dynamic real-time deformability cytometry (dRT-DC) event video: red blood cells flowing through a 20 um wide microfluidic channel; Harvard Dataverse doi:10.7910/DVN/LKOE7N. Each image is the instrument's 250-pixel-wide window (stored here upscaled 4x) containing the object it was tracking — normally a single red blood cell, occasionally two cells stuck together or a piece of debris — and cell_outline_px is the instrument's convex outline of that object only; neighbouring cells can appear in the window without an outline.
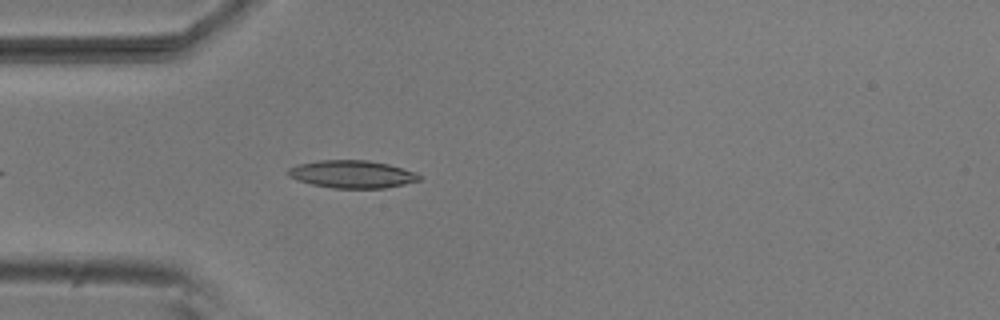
{"species": "common noctule bat (a hibernating species)", "species_latin": "Nyctalus noctula", "temperature_condition": "room temperature", "stored_images_in_passage": 16, "camera_frame_rate_fps": 3000, "um_per_image_px": 0.085, "animal": {"sex": "male", "body_mass_g": 20.5, "forearm_length_mm": 52.5}, "frame": {"image": 1, "passage_image": 5, "time_ms": 1.333, "image_size_px": [1000, 320], "cell_outline_px": [[420, 180], [404, 184], [384, 188], [332, 188], [312, 184], [296, 180], [288, 176], [288, 168], [296, 164], [320, 160], [368, 160], [388, 164], [416, 172], [420, 176]], "centroid_in_image_um": [29.9, 14.8], "position_along_channel_um": 55.1, "area_um2": 21.15}}
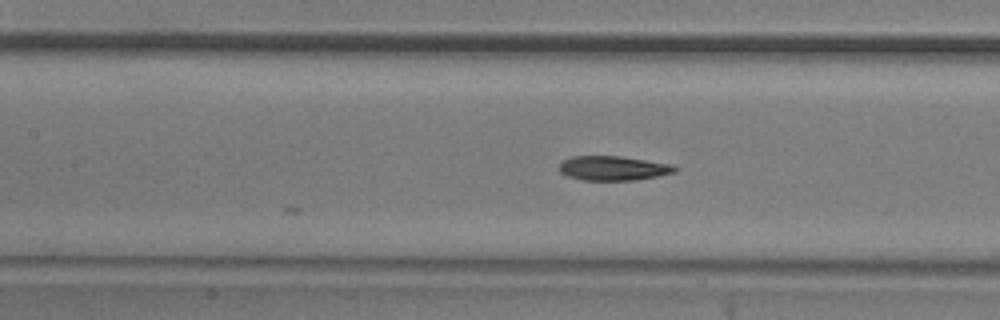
{"frame": {"image": 2, "passage_image": 10, "time_ms": 3.0, "image_size_px": [1000, 320], "cell_outline_px": [[676, 172], [636, 180], [584, 180], [568, 176], [560, 172], [560, 164], [564, 160], [572, 156], [620, 156], [672, 164], [676, 168]], "centroid_in_image_um": [52.12, 14.29], "position_along_channel_um": 155.3, "area_um2": 16.3}}
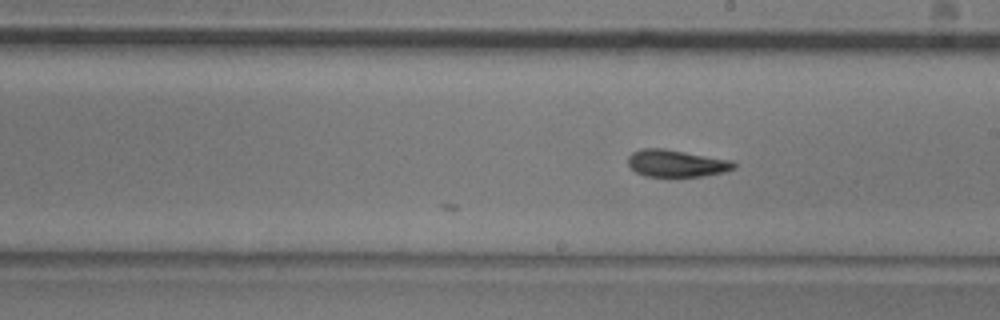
{"frame": {"image": 3, "passage_image": 16, "time_ms": 5.0, "image_size_px": [1000, 320], "cell_outline_px": [[736, 168], [724, 172], [704, 176], [644, 176], [636, 172], [628, 164], [628, 156], [632, 152], [640, 148], [664, 148], [732, 160], [736, 164]], "centroid_in_image_um": [57.49, 13.87], "position_along_channel_um": 231.5, "area_um2": 16.82}}